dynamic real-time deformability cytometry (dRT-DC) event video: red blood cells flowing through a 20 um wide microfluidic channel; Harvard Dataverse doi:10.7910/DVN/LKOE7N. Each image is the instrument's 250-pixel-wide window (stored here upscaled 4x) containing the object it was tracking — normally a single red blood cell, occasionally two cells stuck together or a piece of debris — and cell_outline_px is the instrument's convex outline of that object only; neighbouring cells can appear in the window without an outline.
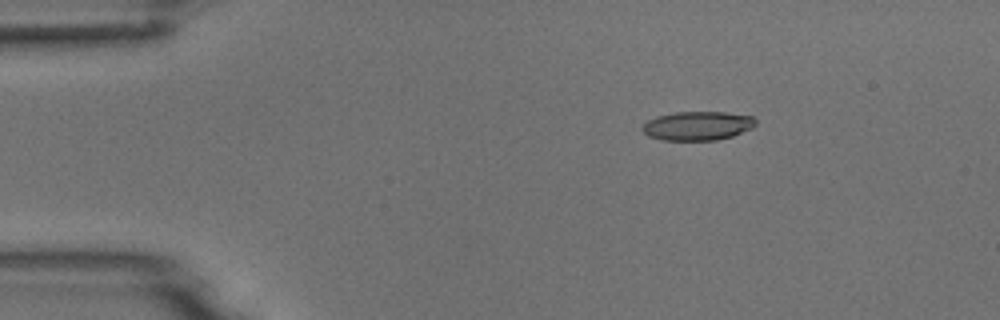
{"species": "common noctule bat (a hibernating species)", "species_latin": "Nyctalus noctula", "temperature_condition": "room temperature", "stored_images_in_passage": 4, "camera_frame_rate_fps": 3000, "um_per_image_px": 0.085, "animal": {"sex": "male", "body_mass_g": 18.8}, "frame": {"image": 1, "passage_image": 2, "time_ms": 0.333, "image_size_px": [1000, 320], "cell_outline_px": [[756, 124], [752, 128], [732, 136], [716, 140], [664, 140], [648, 136], [640, 128], [648, 120], [656, 116], [676, 112], [724, 112], [752, 116], [756, 120]], "centroid_in_image_um": [59.28, 10.69], "position_along_channel_um": 25.7, "area_um2": 19.07}}
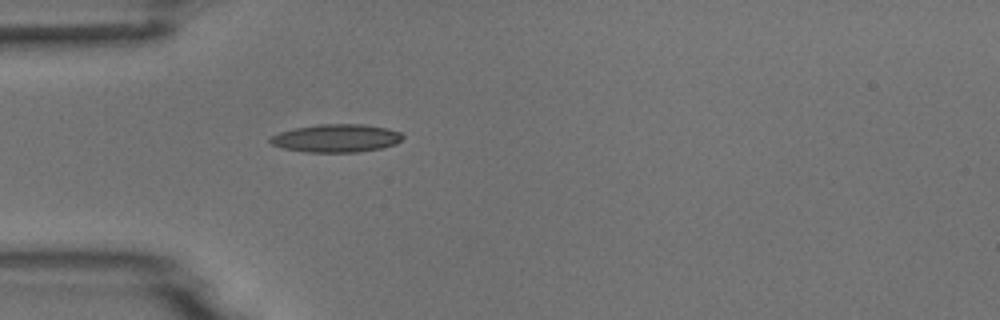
{"frame": {"image": 2, "passage_image": 4, "time_ms": 1.0, "image_size_px": [1000, 320], "cell_outline_px": [[404, 136], [396, 144], [380, 148], [360, 152], [308, 152], [284, 148], [272, 144], [268, 140], [272, 136], [280, 132], [296, 128], [320, 124], [364, 124], [388, 128], [400, 132]], "centroid_in_image_um": [28.62, 11.74], "position_along_channel_um": 56.4, "area_um2": 21.5}}